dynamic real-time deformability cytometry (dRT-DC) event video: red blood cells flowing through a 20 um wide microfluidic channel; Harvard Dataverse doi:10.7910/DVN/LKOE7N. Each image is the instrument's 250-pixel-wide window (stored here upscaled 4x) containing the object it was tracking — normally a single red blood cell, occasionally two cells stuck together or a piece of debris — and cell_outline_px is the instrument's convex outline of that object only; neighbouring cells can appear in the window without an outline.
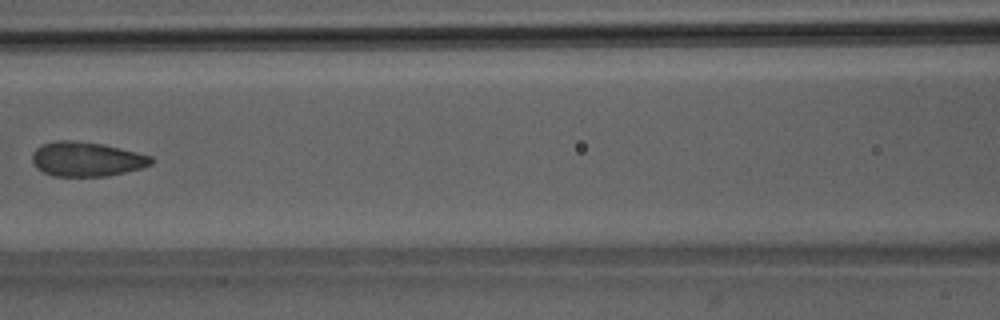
{"species": "Egyptian fruit bat (a non-hibernating species)", "species_latin": "Rousettus aegyptiacus", "temperature_condition": "room temperature", "stored_images_in_passage": 6, "camera_frame_rate_fps": 3000, "um_per_image_px": 0.085, "animal": {"sex": "male"}, "frame": {"image": 1, "passage_image": 6, "time_ms": 5.667, "image_size_px": [1000, 320], "cell_outline_px": [[152, 164], [140, 168], [108, 176], [52, 176], [36, 168], [32, 164], [32, 152], [40, 144], [56, 140], [72, 140], [100, 144], [120, 148], [152, 156]], "centroid_in_image_um": [7.3, 13.52], "position_along_channel_um": 159.3, "area_um2": 23.93}}